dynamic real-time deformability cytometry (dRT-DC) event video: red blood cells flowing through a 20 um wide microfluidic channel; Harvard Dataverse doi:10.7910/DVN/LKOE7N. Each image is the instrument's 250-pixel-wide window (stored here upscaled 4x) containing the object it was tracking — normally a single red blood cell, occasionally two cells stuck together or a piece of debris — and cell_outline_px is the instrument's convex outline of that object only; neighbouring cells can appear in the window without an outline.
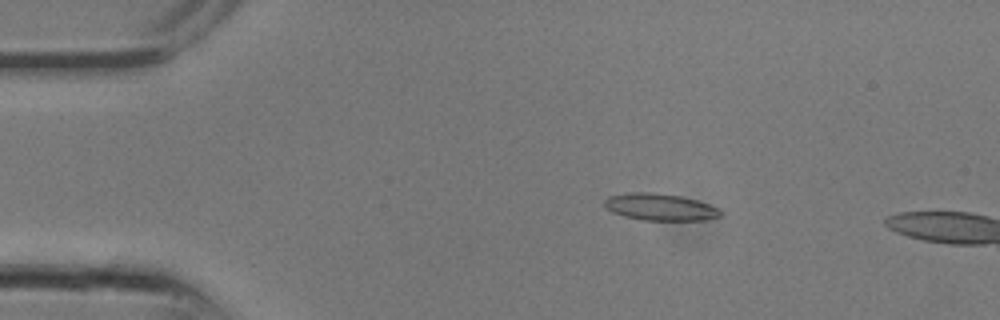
{"species": "common noctule bat (a hibernating species)", "species_latin": "Nyctalus noctula", "temperature_condition": "room temperature", "stored_images_in_passage": 5, "camera_frame_rate_fps": 3000, "um_per_image_px": 0.085, "animal": {"sex": "male", "body_mass_g": 13.3}, "frame": {"image": 1, "passage_image": 4, "time_ms": 1.0, "image_size_px": [1000, 320], "cell_outline_px": [[724, 212], [720, 216], [704, 220], [644, 220], [624, 216], [612, 212], [604, 204], [604, 200], [608, 196], [628, 192], [648, 192], [680, 196], [696, 200], [708, 204]], "centroid_in_image_um": [56.09, 17.59], "position_along_channel_um": 28.9, "area_um2": 18.03}}